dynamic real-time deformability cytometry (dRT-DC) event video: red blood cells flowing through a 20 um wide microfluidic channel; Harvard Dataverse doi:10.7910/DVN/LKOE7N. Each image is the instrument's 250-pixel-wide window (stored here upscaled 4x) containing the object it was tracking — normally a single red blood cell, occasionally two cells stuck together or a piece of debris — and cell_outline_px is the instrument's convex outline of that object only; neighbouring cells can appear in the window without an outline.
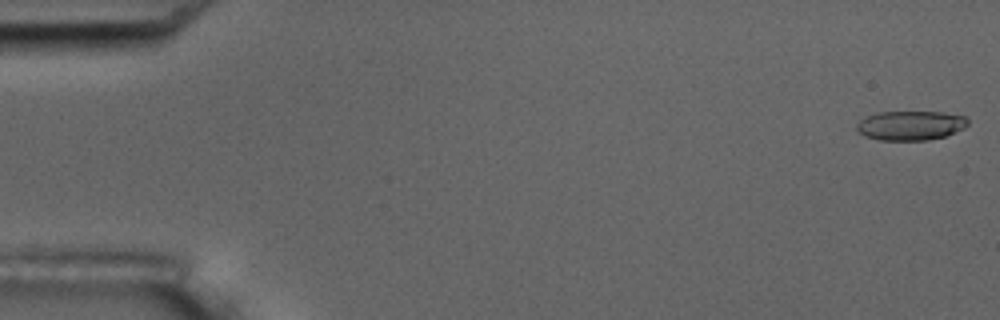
{"species": "common noctule bat (a hibernating species)", "species_latin": "Nyctalus noctula", "temperature_condition": "room temperature", "stored_images_in_passage": 11, "camera_frame_rate_fps": 3000, "um_per_image_px": 0.085, "animal": {"sex": "male", "body_mass_g": 17.5, "forearm_length_mm": 52.3}, "frame": {"image": 1, "passage_image": 1, "time_ms": 0.0, "image_size_px": [1000, 320], "cell_outline_px": [[968, 124], [964, 128], [944, 136], [928, 140], [880, 140], [864, 136], [856, 128], [856, 124], [860, 120], [876, 112], [944, 112], [964, 116], [968, 120]], "centroid_in_image_um": [77.39, 10.66], "position_along_channel_um": 7.6, "area_um2": 18.96}}
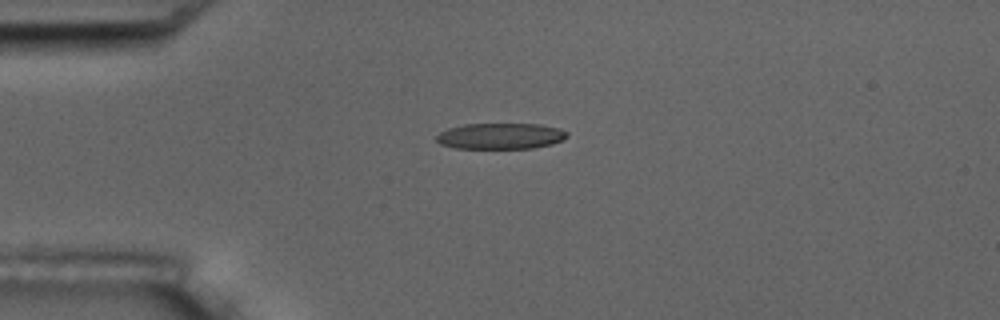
{"frame": {"image": 2, "passage_image": 4, "time_ms": 4.333, "image_size_px": [1000, 320], "cell_outline_px": [[568, 136], [564, 140], [552, 144], [532, 148], [456, 148], [440, 144], [436, 140], [436, 136], [440, 132], [448, 128], [464, 124], [540, 124], [556, 128], [568, 132]], "centroid_in_image_um": [42.55, 11.56], "position_along_channel_um": 42.5, "area_um2": 19.77}}
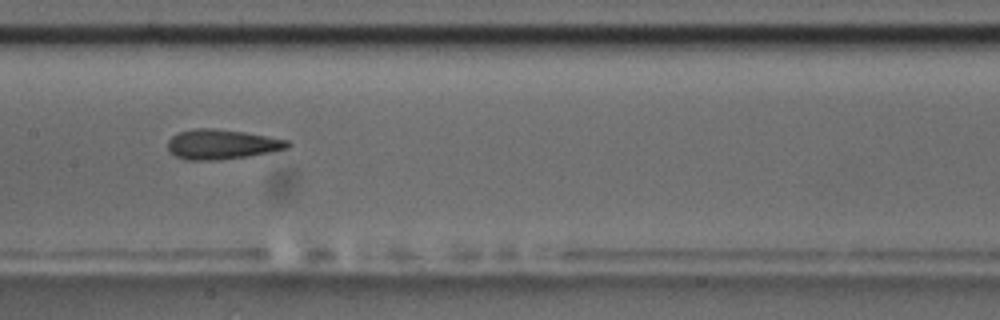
{"frame": {"image": 3, "passage_image": 8, "time_ms": 9.0, "image_size_px": [1000, 320], "cell_outline_px": [[292, 144], [288, 148], [248, 156], [220, 160], [184, 160], [176, 156], [168, 148], [168, 140], [176, 132], [196, 128], [212, 128], [244, 132], [288, 140]], "centroid_in_image_um": [18.83, 12.26], "position_along_channel_um": 188.6, "area_um2": 20.81}}